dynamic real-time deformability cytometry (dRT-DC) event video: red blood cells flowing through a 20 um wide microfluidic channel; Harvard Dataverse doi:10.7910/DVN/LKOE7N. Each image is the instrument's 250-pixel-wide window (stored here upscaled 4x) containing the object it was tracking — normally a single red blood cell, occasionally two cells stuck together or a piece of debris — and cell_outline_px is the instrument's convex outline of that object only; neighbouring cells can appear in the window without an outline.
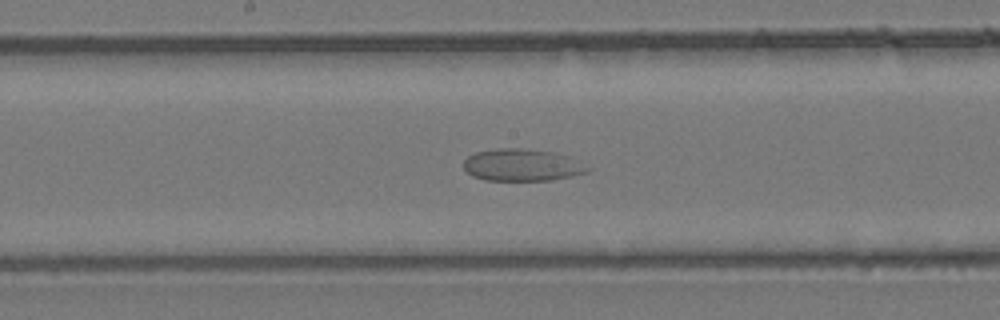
{"species": "common noctule bat (a hibernating species)", "species_latin": "Nyctalus noctula", "temperature_condition": "room temperature", "stored_images_in_passage": 45, "camera_frame_rate_fps": 3000, "um_per_image_px": 0.085, "animal": {"sex": "female", "body_mass_g": 24.6, "forearm_length_mm": 56.2}, "frame": {"image": 1, "passage_image": 24, "time_ms": 7.667, "image_size_px": [1000, 320], "cell_outline_px": [[592, 168], [588, 172], [572, 176], [552, 180], [484, 180], [472, 176], [464, 168], [464, 160], [468, 156], [476, 152], [496, 148], [524, 148], [556, 152], [568, 156]], "centroid_in_image_um": [44.39, 14.02], "position_along_channel_um": 203.8, "area_um2": 23.35}}
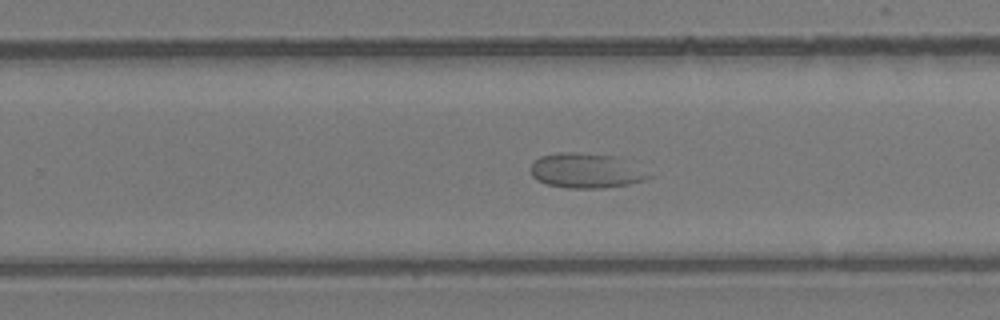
{"frame": {"image": 2, "passage_image": 29, "time_ms": 9.333, "image_size_px": [1000, 320], "cell_outline_px": [[652, 176], [644, 180], [628, 184], [600, 188], [564, 188], [548, 184], [536, 180], [532, 176], [528, 168], [540, 156], [556, 152], [576, 152], [616, 156]], "centroid_in_image_um": [49.71, 14.51], "position_along_channel_um": 280.1, "area_um2": 23.76}}
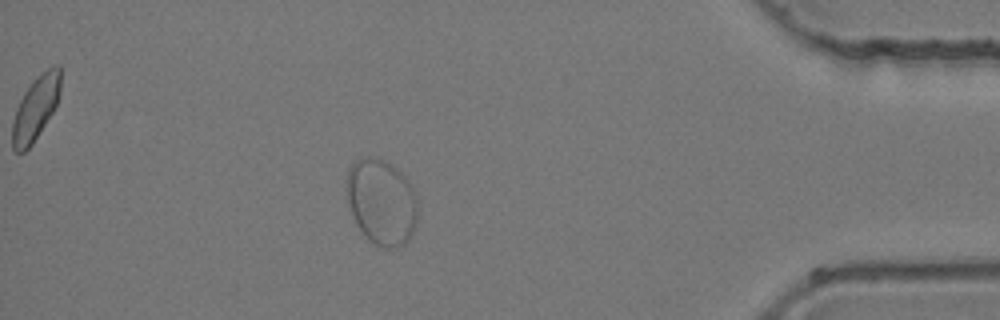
{"frame": {"image": 3, "passage_image": 40, "time_ms": 13.0, "image_size_px": [1000, 320], "cell_outline_px": [[416, 224], [408, 240], [404, 244], [396, 248], [384, 248], [376, 244], [356, 224], [352, 216], [348, 200], [348, 168], [360, 156], [376, 156], [392, 164], [408, 180], [416, 192]], "centroid_in_image_um": [32.44, 17.12], "position_along_channel_um": 402.8, "area_um2": 35.32}}